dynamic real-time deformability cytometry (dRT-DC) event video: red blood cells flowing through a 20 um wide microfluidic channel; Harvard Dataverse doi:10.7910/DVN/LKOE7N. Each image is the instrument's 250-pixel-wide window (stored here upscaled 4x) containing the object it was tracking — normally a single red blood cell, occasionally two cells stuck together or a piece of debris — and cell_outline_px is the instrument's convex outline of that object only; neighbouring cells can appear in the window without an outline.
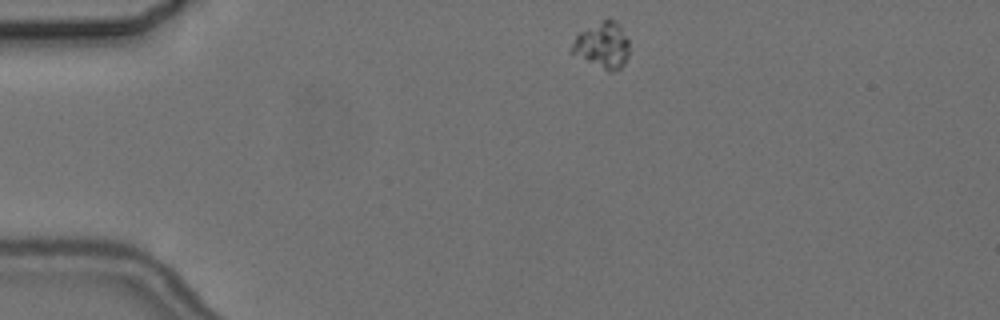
{"species": "common noctule bat (a hibernating species)", "species_latin": "Nyctalus noctula", "temperature_condition": "cold", "stored_images_in_passage": 8, "camera_frame_rate_fps": 3000, "um_per_image_px": 0.085, "animal": {"sex": "female", "body_mass_g": 24.6, "forearm_length_mm": 56.2}, "frame": {"image": 1, "passage_image": 1, "time_ms": 0.0, "image_size_px": [1000, 320], "cell_outline_px": [[628, 56], [624, 64], [620, 68], [612, 72], [608, 72], [572, 52], [572, 44], [576, 36], [580, 32], [608, 16], [616, 20], [620, 24], [628, 40]], "centroid_in_image_um": [51.25, 3.81], "position_along_channel_um": 33.7, "area_um2": 15.37}}
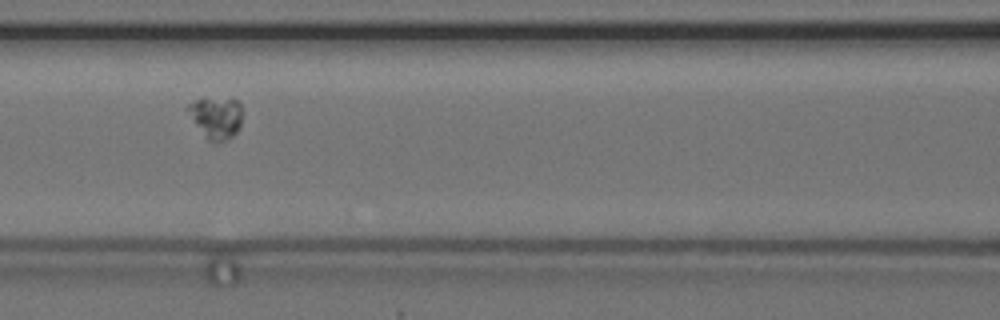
{"frame": {"image": 2, "passage_image": 5, "time_ms": 4.667, "image_size_px": [1000, 320], "cell_outline_px": [[240, 128], [232, 136], [224, 140], [208, 140], [196, 124], [188, 108], [188, 104], [196, 100], [240, 100]], "centroid_in_image_um": [18.41, 10.01], "position_along_channel_um": 148.2, "area_um2": 12.25}}
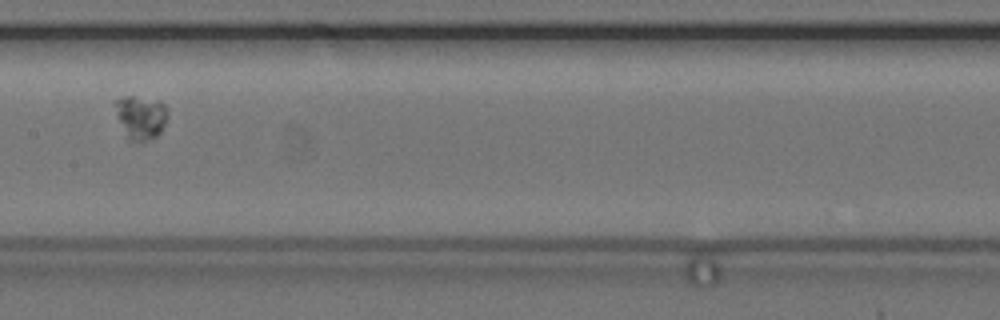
{"frame": {"image": 3, "passage_image": 6, "time_ms": 6.0, "image_size_px": [1000, 320], "cell_outline_px": [[168, 116], [160, 132], [156, 136], [148, 140], [136, 144], [128, 140], [116, 116], [112, 104], [116, 100], [124, 96], [132, 96], [160, 100], [164, 104], [168, 112]], "centroid_in_image_um": [11.93, 9.97], "position_along_channel_um": 195.5, "area_um2": 13.76}}